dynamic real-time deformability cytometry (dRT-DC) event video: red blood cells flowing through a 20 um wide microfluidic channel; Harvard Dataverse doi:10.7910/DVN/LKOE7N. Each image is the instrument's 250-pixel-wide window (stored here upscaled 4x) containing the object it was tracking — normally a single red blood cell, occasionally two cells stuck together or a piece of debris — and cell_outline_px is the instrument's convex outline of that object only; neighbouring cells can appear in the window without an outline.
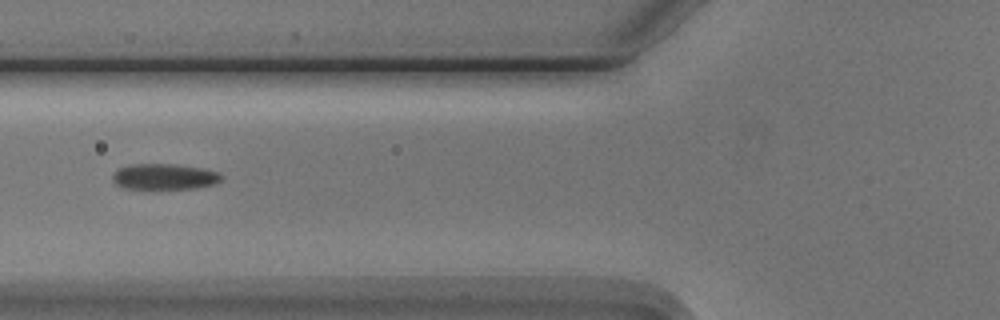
{"species": "Egyptian fruit bat (a non-hibernating species)", "species_latin": "Rousettus aegyptiacus", "temperature_condition": "cold", "stored_images_in_passage": 9, "camera_frame_rate_fps": 3000, "um_per_image_px": 0.085, "animal": {"sex": "male"}, "frame": {"image": 1, "passage_image": 6, "time_ms": 6.667, "image_size_px": [1000, 320], "cell_outline_px": [[224, 176], [216, 184], [196, 188], [124, 188], [116, 184], [112, 180], [112, 176], [116, 168], [128, 164], [176, 164], [200, 168], [216, 172]], "centroid_in_image_um": [13.93, 15.0], "position_along_channel_um": 111.9, "area_um2": 16.36}}
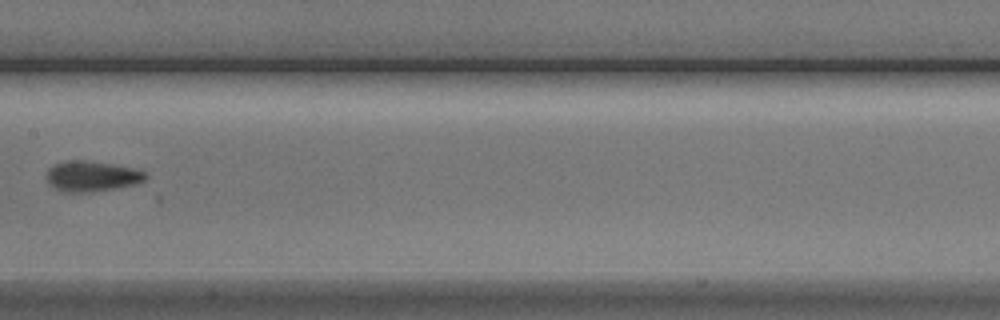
{"frame": {"image": 2, "passage_image": 8, "time_ms": 9.0, "image_size_px": [1000, 320], "cell_outline_px": [[148, 176], [144, 180], [136, 184], [88, 192], [64, 192], [48, 184], [48, 168], [56, 164], [68, 160], [80, 160], [112, 164], [132, 168], [148, 172]], "centroid_in_image_um": [7.82, 14.97], "position_along_channel_um": 199.6, "area_um2": 17.28}}
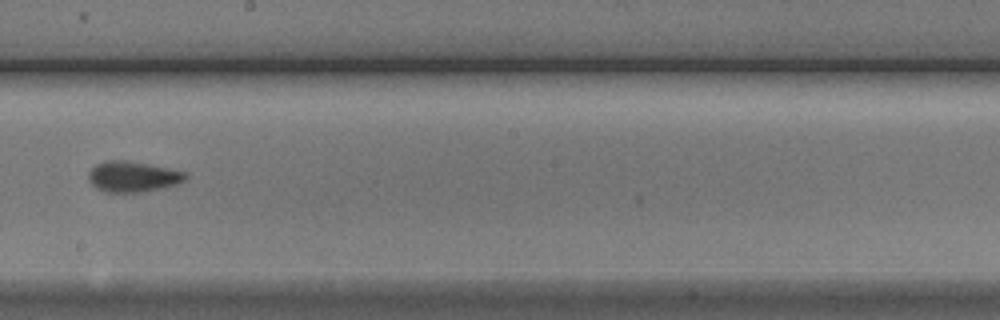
{"frame": {"image": 3, "passage_image": 9, "time_ms": 10.0, "image_size_px": [1000, 320], "cell_outline_px": [[188, 176], [184, 180], [176, 184], [160, 188], [140, 192], [104, 192], [96, 188], [88, 180], [88, 172], [96, 164], [108, 160], [124, 160], [148, 164], [184, 172]], "centroid_in_image_um": [11.23, 15.01], "position_along_channel_um": 237.0, "area_um2": 17.11}}